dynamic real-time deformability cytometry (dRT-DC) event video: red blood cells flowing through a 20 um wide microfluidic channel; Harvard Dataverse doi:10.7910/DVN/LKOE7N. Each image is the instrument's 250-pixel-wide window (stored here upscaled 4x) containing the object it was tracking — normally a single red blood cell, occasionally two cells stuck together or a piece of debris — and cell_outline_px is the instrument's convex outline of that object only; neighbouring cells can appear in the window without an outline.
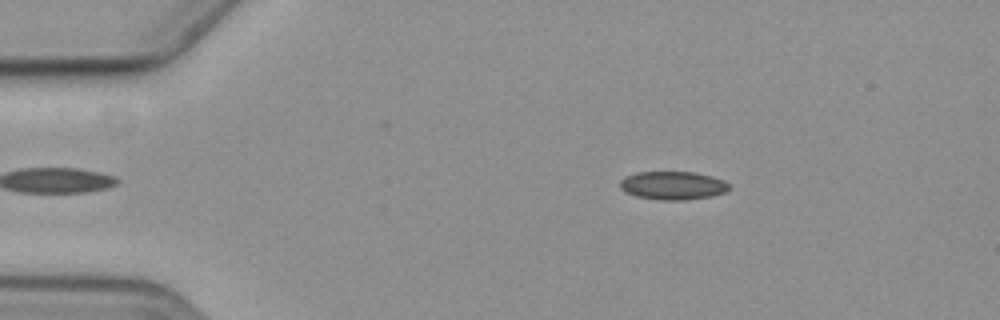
{"species": "common noctule bat (a hibernating species)", "species_latin": "Nyctalus noctula", "temperature_condition": "cold", "stored_images_in_passage": 2, "camera_frame_rate_fps": 3000, "um_per_image_px": 0.085, "animal": {"sex": "female", "body_mass_g": 19.3, "forearm_length_mm": 54.1}, "frame": {"image": 1, "passage_image": 1, "time_ms": 0.0, "image_size_px": [1000, 320], "cell_outline_px": [[732, 188], [728, 192], [712, 196], [684, 200], [660, 200], [636, 196], [624, 192], [620, 188], [620, 180], [624, 176], [636, 172], [696, 172], [712, 176], [724, 180]], "centroid_in_image_um": [57.21, 15.76], "position_along_channel_um": 27.8, "area_um2": 18.32}}